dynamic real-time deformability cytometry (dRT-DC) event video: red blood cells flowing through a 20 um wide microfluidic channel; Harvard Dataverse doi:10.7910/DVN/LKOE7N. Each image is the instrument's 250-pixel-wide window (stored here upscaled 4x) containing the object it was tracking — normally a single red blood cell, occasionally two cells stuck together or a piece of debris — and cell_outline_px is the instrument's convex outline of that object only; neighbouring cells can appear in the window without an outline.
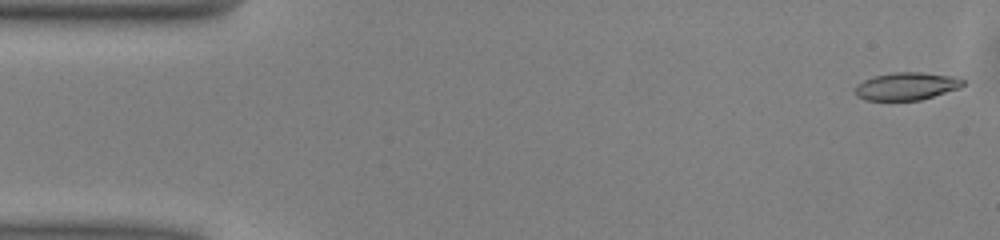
{"species": "common noctule bat (a hibernating species)", "species_latin": "Nyctalus noctula", "temperature_condition": "warm", "stored_images_in_passage": 49, "camera_frame_rate_fps": 3000, "um_per_image_px": 0.085, "animal": {"sex": "male", "body_mass_g": 13.0, "forearm_length_mm": 53.1}, "frame": {"image": 1, "passage_image": 1, "time_ms": 0.0, "image_size_px": [1000, 240], "cell_outline_px": [[964, 84], [960, 88], [920, 100], [864, 100], [856, 96], [856, 84], [872, 76], [892, 72], [920, 72], [956, 76], [964, 80]], "centroid_in_image_um": [77.05, 7.32], "position_along_channel_um": 7.9, "area_um2": 17.51}}
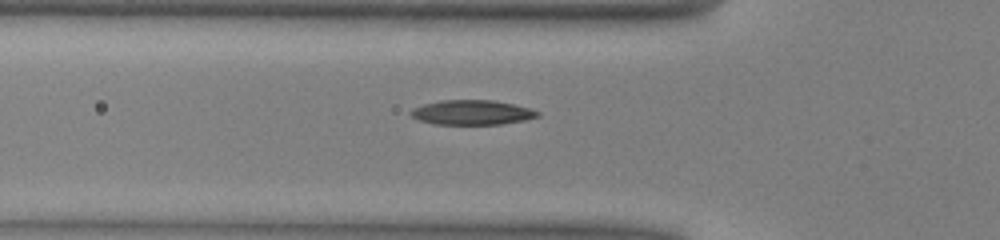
{"frame": {"image": 2, "passage_image": 16, "time_ms": 5.0, "image_size_px": [1000, 240], "cell_outline_px": [[540, 116], [524, 120], [500, 124], [432, 124], [420, 120], [412, 116], [408, 112], [412, 108], [424, 104], [440, 100], [492, 100], [512, 104], [528, 108], [540, 112]], "centroid_in_image_um": [40.09, 9.56], "position_along_channel_um": 85.7, "area_um2": 18.15}}
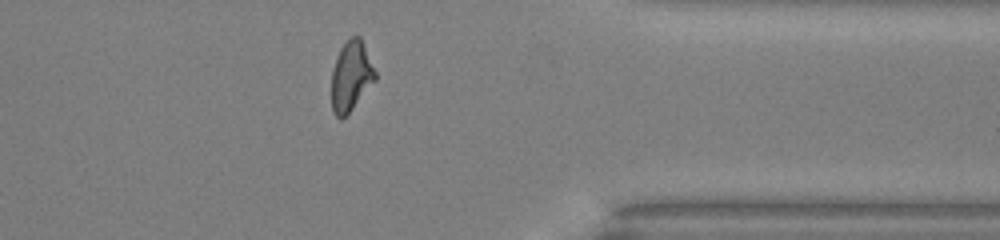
{"frame": {"image": 3, "passage_image": 39, "time_ms": 12.667, "image_size_px": [1000, 240], "cell_outline_px": [[376, 80], [352, 108], [340, 120], [332, 112], [332, 68], [336, 56], [340, 48], [352, 36], [360, 36], [364, 44], [376, 72]], "centroid_in_image_um": [29.83, 6.46], "position_along_channel_um": 381.6, "area_um2": 17.69}, "authors_computed_cell_mechanics": {"area_um2": 18.0336, "velocity_mm_per_s": 4.0738, "shape_relaxation_time_tau1_ms": 4.1785, "shape_relaxation_time_tau2_ms": 3.1106, "deformation_change_tau1": 0.1736, "deformation_change_tau2": 0.1066}}